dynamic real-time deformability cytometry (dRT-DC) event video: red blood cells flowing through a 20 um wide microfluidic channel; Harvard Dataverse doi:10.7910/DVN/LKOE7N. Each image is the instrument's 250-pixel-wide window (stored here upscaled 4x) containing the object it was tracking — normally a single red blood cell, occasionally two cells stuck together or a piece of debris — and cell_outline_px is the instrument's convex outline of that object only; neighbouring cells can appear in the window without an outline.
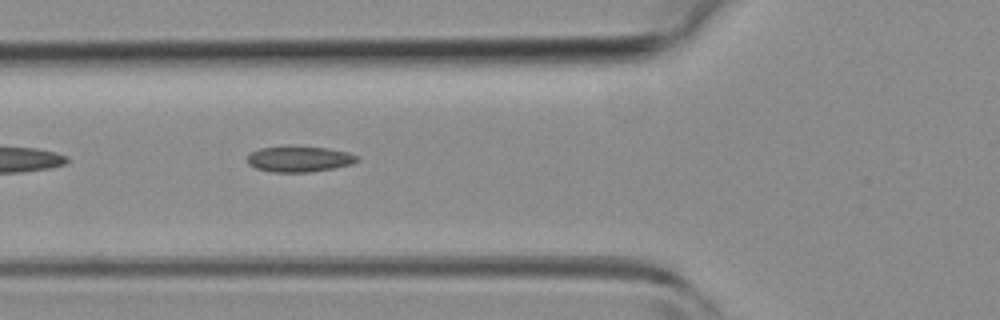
{"species": "common noctule bat (a hibernating species)", "species_latin": "Nyctalus noctula", "temperature_condition": "room temperature", "stored_images_in_passage": 9, "camera_frame_rate_fps": 3000, "um_per_image_px": 0.085, "animal": {"sex": "female", "body_mass_g": 19.3, "forearm_length_mm": 54.1}, "frame": {"image": 1, "passage_image": 3, "time_ms": 0.667, "image_size_px": [1000, 320], "cell_outline_px": [[360, 160], [352, 164], [336, 168], [312, 172], [272, 172], [256, 168], [248, 164], [248, 156], [252, 152], [260, 148], [328, 148], [348, 152], [360, 156]], "centroid_in_image_um": [25.52, 13.55], "position_along_channel_um": 100.3, "area_um2": 16.13}}
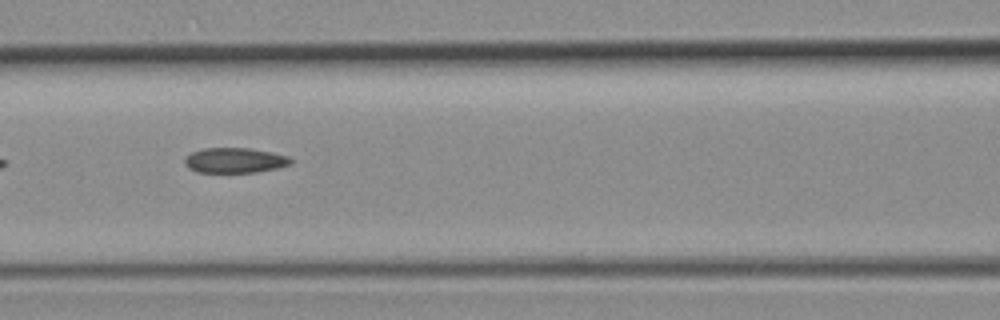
{"frame": {"image": 2, "passage_image": 6, "time_ms": 1.667, "image_size_px": [1000, 320], "cell_outline_px": [[292, 164], [276, 168], [256, 172], [196, 172], [188, 168], [184, 164], [184, 160], [192, 152], [204, 148], [248, 148], [288, 156], [292, 160]], "centroid_in_image_um": [19.93, 13.63], "position_along_channel_um": 146.7, "area_um2": 15.37}}